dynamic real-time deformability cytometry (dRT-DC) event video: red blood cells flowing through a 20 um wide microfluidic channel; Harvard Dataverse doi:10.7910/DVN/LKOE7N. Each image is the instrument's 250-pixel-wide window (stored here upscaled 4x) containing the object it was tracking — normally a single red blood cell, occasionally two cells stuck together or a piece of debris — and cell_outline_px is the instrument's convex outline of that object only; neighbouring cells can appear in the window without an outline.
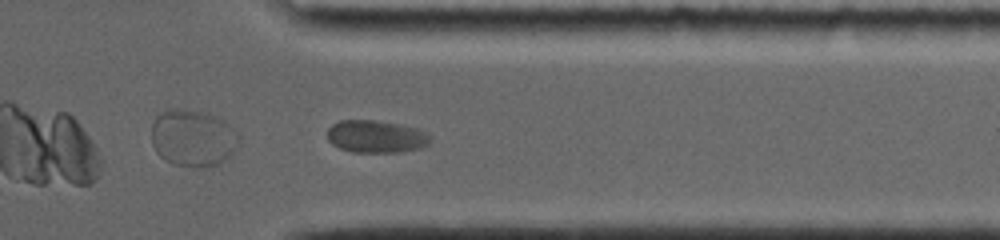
{"species": "common noctule bat (a hibernating species)", "species_latin": "Nyctalus noctula", "temperature_condition": "room temperature", "stored_images_in_passage": 41, "camera_frame_rate_fps": 4000, "um_per_image_px": 0.085, "animal": {"sex": "female", "body_mass_g": 19.0, "forearm_length_mm": 56.7}, "frame": {"image": 1, "passage_image": 35, "time_ms": 8.75, "image_size_px": [1000, 240], "cell_outline_px": [[432, 140], [428, 144], [420, 148], [400, 152], [352, 152], [340, 148], [332, 144], [328, 140], [328, 128], [332, 124], [340, 120], [376, 120], [400, 124], [416, 128], [432, 136]], "centroid_in_image_um": [31.97, 11.6], "position_along_channel_um": 379.4, "area_um2": 19.59}, "authors_computed_cell_mechanics": {"area_um2": 19.3052, "velocity_mm_per_s": 3.7212, "shape_relaxation_time_tau1_ms": 3.2189, "shape_relaxation_time_tau2_ms": null, "deformation_change_tau1": 0.1135, "deformation_change_tau2": null}}